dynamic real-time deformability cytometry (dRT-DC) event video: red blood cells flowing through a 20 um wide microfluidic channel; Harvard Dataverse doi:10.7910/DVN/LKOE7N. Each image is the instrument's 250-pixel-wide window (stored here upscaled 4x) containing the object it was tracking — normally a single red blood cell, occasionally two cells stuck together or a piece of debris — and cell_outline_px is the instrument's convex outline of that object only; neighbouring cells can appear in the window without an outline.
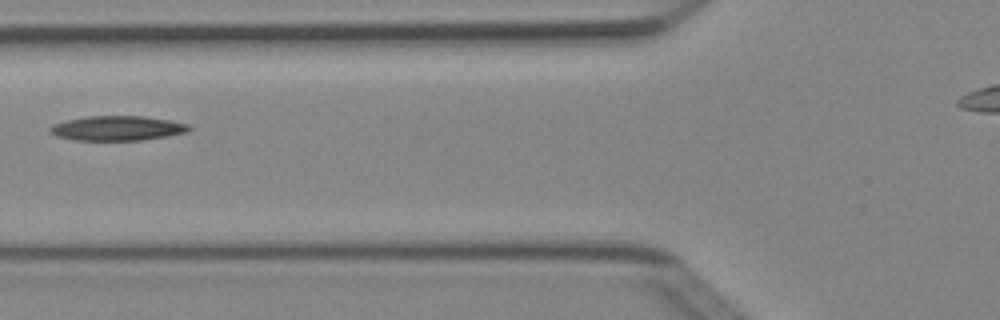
{"species": "Egyptian fruit bat (a non-hibernating species)", "species_latin": "Rousettus aegyptiacus", "temperature_condition": "cold", "stored_images_in_passage": 7, "camera_frame_rate_fps": 3000, "um_per_image_px": 0.085, "animal": {"sex": "female"}, "frame": {"image": 1, "passage_image": 6, "time_ms": 1.667, "image_size_px": [1000, 320], "cell_outline_px": [[192, 128], [188, 132], [168, 136], [140, 140], [72, 140], [56, 136], [48, 132], [48, 128], [52, 124], [68, 120], [88, 116], [144, 116], [172, 120], [188, 124]], "centroid_in_image_um": [9.97, 10.9], "position_along_channel_um": 115.8, "area_um2": 20.17}}
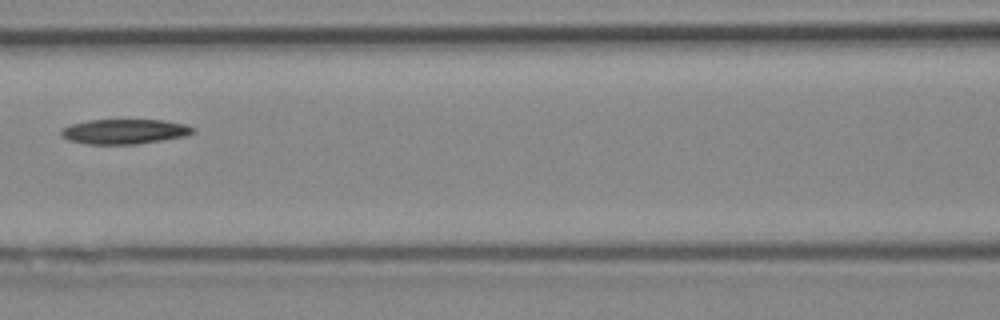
{"frame": {"image": 2, "passage_image": 7, "time_ms": 2.0, "image_size_px": [1000, 320], "cell_outline_px": [[196, 132], [184, 136], [136, 144], [84, 144], [68, 140], [60, 136], [60, 128], [72, 124], [88, 120], [164, 120], [184, 124], [196, 128]], "centroid_in_image_um": [10.54, 11.18], "position_along_channel_um": 156.1, "area_um2": 19.19}}